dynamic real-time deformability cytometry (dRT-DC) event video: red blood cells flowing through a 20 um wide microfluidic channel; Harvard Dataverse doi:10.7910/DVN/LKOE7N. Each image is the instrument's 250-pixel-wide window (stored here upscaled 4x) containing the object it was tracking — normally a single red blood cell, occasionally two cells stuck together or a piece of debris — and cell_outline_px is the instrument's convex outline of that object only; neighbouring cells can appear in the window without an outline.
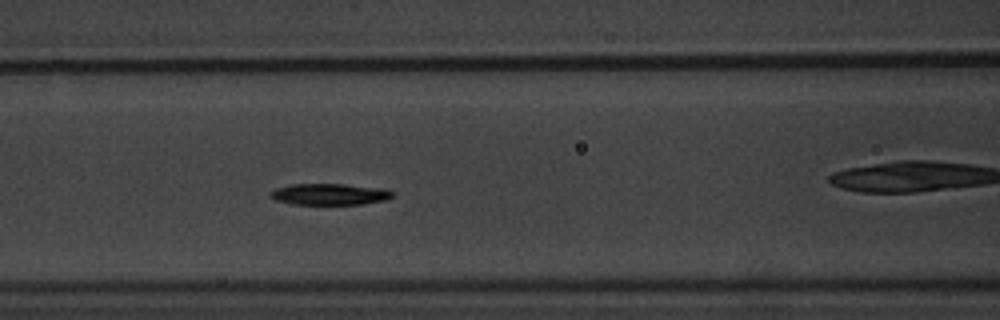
{"species": "common noctule bat (a hibernating species)", "species_latin": "Nyctalus noctula", "temperature_condition": "warm", "stored_images_in_passage": 6, "camera_frame_rate_fps": 3000, "um_per_image_px": 0.085, "animal": {"sex": "male", "body_mass_g": 20.1, "forearm_length_mm": 53.5}, "frame": {"image": 1, "passage_image": 5, "time_ms": 4.667, "image_size_px": [1000, 320], "cell_outline_px": [[396, 192], [388, 200], [364, 204], [292, 204], [276, 200], [268, 196], [268, 192], [276, 188], [292, 184], [344, 184], [384, 188]], "centroid_in_image_um": [28.04, 16.51], "position_along_channel_um": 138.6, "area_um2": 15.43}}